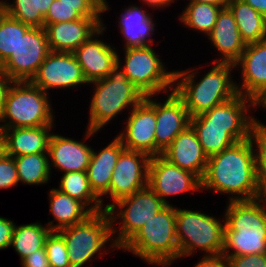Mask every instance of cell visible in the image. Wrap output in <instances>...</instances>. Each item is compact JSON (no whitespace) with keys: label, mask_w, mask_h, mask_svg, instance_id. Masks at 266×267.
<instances>
[{"label":"cell","mask_w":266,"mask_h":267,"mask_svg":"<svg viewBox=\"0 0 266 267\" xmlns=\"http://www.w3.org/2000/svg\"><path fill=\"white\" fill-rule=\"evenodd\" d=\"M249 106L252 110L255 108L254 100L238 93L232 99L191 118L190 125L208 158L250 138L256 118L250 115Z\"/></svg>","instance_id":"obj_1"},{"label":"cell","mask_w":266,"mask_h":267,"mask_svg":"<svg viewBox=\"0 0 266 267\" xmlns=\"http://www.w3.org/2000/svg\"><path fill=\"white\" fill-rule=\"evenodd\" d=\"M257 188L255 151L250 138L208 158L203 190L229 194V201H240L254 200Z\"/></svg>","instance_id":"obj_2"},{"label":"cell","mask_w":266,"mask_h":267,"mask_svg":"<svg viewBox=\"0 0 266 267\" xmlns=\"http://www.w3.org/2000/svg\"><path fill=\"white\" fill-rule=\"evenodd\" d=\"M212 63L214 66L198 82L195 80L198 70H174L173 91L182 99L191 118L238 94L236 83L231 77L232 70H236L235 64Z\"/></svg>","instance_id":"obj_3"},{"label":"cell","mask_w":266,"mask_h":267,"mask_svg":"<svg viewBox=\"0 0 266 267\" xmlns=\"http://www.w3.org/2000/svg\"><path fill=\"white\" fill-rule=\"evenodd\" d=\"M228 203L224 212V257L265 254L266 214L260 205L255 200Z\"/></svg>","instance_id":"obj_4"},{"label":"cell","mask_w":266,"mask_h":267,"mask_svg":"<svg viewBox=\"0 0 266 267\" xmlns=\"http://www.w3.org/2000/svg\"><path fill=\"white\" fill-rule=\"evenodd\" d=\"M89 84H93L95 88L89 107L85 140L94 136L95 133L98 134L101 128L125 109L131 111L145 98V95L128 80L118 63L106 78Z\"/></svg>","instance_id":"obj_5"},{"label":"cell","mask_w":266,"mask_h":267,"mask_svg":"<svg viewBox=\"0 0 266 267\" xmlns=\"http://www.w3.org/2000/svg\"><path fill=\"white\" fill-rule=\"evenodd\" d=\"M129 251L149 265L168 267L179 258L176 236V207L169 204L120 248Z\"/></svg>","instance_id":"obj_6"},{"label":"cell","mask_w":266,"mask_h":267,"mask_svg":"<svg viewBox=\"0 0 266 267\" xmlns=\"http://www.w3.org/2000/svg\"><path fill=\"white\" fill-rule=\"evenodd\" d=\"M224 219V220H223ZM217 217L176 207V236L179 258L191 256L203 250V256L222 254L224 247L225 217ZM221 222V223H220Z\"/></svg>","instance_id":"obj_7"},{"label":"cell","mask_w":266,"mask_h":267,"mask_svg":"<svg viewBox=\"0 0 266 267\" xmlns=\"http://www.w3.org/2000/svg\"><path fill=\"white\" fill-rule=\"evenodd\" d=\"M49 94L30 81H14L5 102L0 129L54 125Z\"/></svg>","instance_id":"obj_8"},{"label":"cell","mask_w":266,"mask_h":267,"mask_svg":"<svg viewBox=\"0 0 266 267\" xmlns=\"http://www.w3.org/2000/svg\"><path fill=\"white\" fill-rule=\"evenodd\" d=\"M165 206L166 204L149 186L112 204L107 209L112 221V234H114L112 236H115L109 245L110 248L120 249L144 223L148 222ZM118 219L121 223L120 228L116 227L118 225L115 224L116 220L118 223Z\"/></svg>","instance_id":"obj_9"},{"label":"cell","mask_w":266,"mask_h":267,"mask_svg":"<svg viewBox=\"0 0 266 267\" xmlns=\"http://www.w3.org/2000/svg\"><path fill=\"white\" fill-rule=\"evenodd\" d=\"M58 232L65 240L72 267H84L95 254L97 256L109 251L105 249L106 243L113 238L112 221L107 210L93 213L85 221Z\"/></svg>","instance_id":"obj_10"},{"label":"cell","mask_w":266,"mask_h":267,"mask_svg":"<svg viewBox=\"0 0 266 267\" xmlns=\"http://www.w3.org/2000/svg\"><path fill=\"white\" fill-rule=\"evenodd\" d=\"M124 51V62L122 63L120 55H117V63L128 80L145 96H157L162 94L161 92L166 94L173 90L174 70L167 71L168 68L151 45L126 48Z\"/></svg>","instance_id":"obj_11"},{"label":"cell","mask_w":266,"mask_h":267,"mask_svg":"<svg viewBox=\"0 0 266 267\" xmlns=\"http://www.w3.org/2000/svg\"><path fill=\"white\" fill-rule=\"evenodd\" d=\"M49 52L44 27H30L0 66L13 81H31Z\"/></svg>","instance_id":"obj_12"},{"label":"cell","mask_w":266,"mask_h":267,"mask_svg":"<svg viewBox=\"0 0 266 267\" xmlns=\"http://www.w3.org/2000/svg\"><path fill=\"white\" fill-rule=\"evenodd\" d=\"M151 157L143 152L123 149L114 167L108 192L104 196L112 198L111 204L132 195L148 186V168Z\"/></svg>","instance_id":"obj_13"},{"label":"cell","mask_w":266,"mask_h":267,"mask_svg":"<svg viewBox=\"0 0 266 267\" xmlns=\"http://www.w3.org/2000/svg\"><path fill=\"white\" fill-rule=\"evenodd\" d=\"M148 186L169 205L167 197L202 189V180L190 171L169 162L162 155L153 156L148 168Z\"/></svg>","instance_id":"obj_14"},{"label":"cell","mask_w":266,"mask_h":267,"mask_svg":"<svg viewBox=\"0 0 266 267\" xmlns=\"http://www.w3.org/2000/svg\"><path fill=\"white\" fill-rule=\"evenodd\" d=\"M155 95L145 98L135 106L126 119L125 127L117 135L125 149L155 156L156 101Z\"/></svg>","instance_id":"obj_15"},{"label":"cell","mask_w":266,"mask_h":267,"mask_svg":"<svg viewBox=\"0 0 266 267\" xmlns=\"http://www.w3.org/2000/svg\"><path fill=\"white\" fill-rule=\"evenodd\" d=\"M48 94L50 89L88 85L73 52L50 51L30 81Z\"/></svg>","instance_id":"obj_16"},{"label":"cell","mask_w":266,"mask_h":267,"mask_svg":"<svg viewBox=\"0 0 266 267\" xmlns=\"http://www.w3.org/2000/svg\"><path fill=\"white\" fill-rule=\"evenodd\" d=\"M170 92L163 103L156 101L155 156L161 155L174 138L190 126L186 105L173 90Z\"/></svg>","instance_id":"obj_17"},{"label":"cell","mask_w":266,"mask_h":267,"mask_svg":"<svg viewBox=\"0 0 266 267\" xmlns=\"http://www.w3.org/2000/svg\"><path fill=\"white\" fill-rule=\"evenodd\" d=\"M106 28L102 24L96 33L73 52L88 84L106 78L117 64L116 48L97 39Z\"/></svg>","instance_id":"obj_18"},{"label":"cell","mask_w":266,"mask_h":267,"mask_svg":"<svg viewBox=\"0 0 266 267\" xmlns=\"http://www.w3.org/2000/svg\"><path fill=\"white\" fill-rule=\"evenodd\" d=\"M100 17H82L78 20L44 24L48 46L54 52H74L101 27Z\"/></svg>","instance_id":"obj_19"},{"label":"cell","mask_w":266,"mask_h":267,"mask_svg":"<svg viewBox=\"0 0 266 267\" xmlns=\"http://www.w3.org/2000/svg\"><path fill=\"white\" fill-rule=\"evenodd\" d=\"M241 69V83L237 92L254 101L266 90V39L247 44L235 67Z\"/></svg>","instance_id":"obj_20"},{"label":"cell","mask_w":266,"mask_h":267,"mask_svg":"<svg viewBox=\"0 0 266 267\" xmlns=\"http://www.w3.org/2000/svg\"><path fill=\"white\" fill-rule=\"evenodd\" d=\"M161 155L169 162L203 179L208 157L191 125L179 133Z\"/></svg>","instance_id":"obj_21"},{"label":"cell","mask_w":266,"mask_h":267,"mask_svg":"<svg viewBox=\"0 0 266 267\" xmlns=\"http://www.w3.org/2000/svg\"><path fill=\"white\" fill-rule=\"evenodd\" d=\"M84 143L52 133L48 148L50 171L51 167L62 173L86 171L93 148Z\"/></svg>","instance_id":"obj_22"},{"label":"cell","mask_w":266,"mask_h":267,"mask_svg":"<svg viewBox=\"0 0 266 267\" xmlns=\"http://www.w3.org/2000/svg\"><path fill=\"white\" fill-rule=\"evenodd\" d=\"M212 45L220 53L222 58H216L213 62L235 64L246 48L242 40L237 23L230 10L225 7L218 15L212 32L208 35Z\"/></svg>","instance_id":"obj_23"},{"label":"cell","mask_w":266,"mask_h":267,"mask_svg":"<svg viewBox=\"0 0 266 267\" xmlns=\"http://www.w3.org/2000/svg\"><path fill=\"white\" fill-rule=\"evenodd\" d=\"M125 147L121 140L116 136L111 143L102 150L95 152L92 149L90 163L86 173L91 190L101 200L103 208L106 210L104 195L108 192L114 167L117 163L121 151Z\"/></svg>","instance_id":"obj_24"},{"label":"cell","mask_w":266,"mask_h":267,"mask_svg":"<svg viewBox=\"0 0 266 267\" xmlns=\"http://www.w3.org/2000/svg\"><path fill=\"white\" fill-rule=\"evenodd\" d=\"M119 16L120 32L124 36V48L144 47L154 44L153 36L155 30V21L152 15L142 9L141 6L131 5L123 9Z\"/></svg>","instance_id":"obj_25"},{"label":"cell","mask_w":266,"mask_h":267,"mask_svg":"<svg viewBox=\"0 0 266 267\" xmlns=\"http://www.w3.org/2000/svg\"><path fill=\"white\" fill-rule=\"evenodd\" d=\"M53 125L0 129L7 139L8 155L13 157L48 153Z\"/></svg>","instance_id":"obj_26"},{"label":"cell","mask_w":266,"mask_h":267,"mask_svg":"<svg viewBox=\"0 0 266 267\" xmlns=\"http://www.w3.org/2000/svg\"><path fill=\"white\" fill-rule=\"evenodd\" d=\"M48 195L50 214L54 220L49 221L46 225L51 231H59L62 228L81 223L93 214L82 202L57 188L50 189Z\"/></svg>","instance_id":"obj_27"},{"label":"cell","mask_w":266,"mask_h":267,"mask_svg":"<svg viewBox=\"0 0 266 267\" xmlns=\"http://www.w3.org/2000/svg\"><path fill=\"white\" fill-rule=\"evenodd\" d=\"M226 7L233 14L245 44L266 39V18L243 0H229Z\"/></svg>","instance_id":"obj_28"},{"label":"cell","mask_w":266,"mask_h":267,"mask_svg":"<svg viewBox=\"0 0 266 267\" xmlns=\"http://www.w3.org/2000/svg\"><path fill=\"white\" fill-rule=\"evenodd\" d=\"M0 1V9L8 16L30 27H44V16L54 0H13Z\"/></svg>","instance_id":"obj_29"},{"label":"cell","mask_w":266,"mask_h":267,"mask_svg":"<svg viewBox=\"0 0 266 267\" xmlns=\"http://www.w3.org/2000/svg\"><path fill=\"white\" fill-rule=\"evenodd\" d=\"M59 185L57 189L82 202L92 213L105 210L101 200L91 190L86 171L64 173Z\"/></svg>","instance_id":"obj_30"},{"label":"cell","mask_w":266,"mask_h":267,"mask_svg":"<svg viewBox=\"0 0 266 267\" xmlns=\"http://www.w3.org/2000/svg\"><path fill=\"white\" fill-rule=\"evenodd\" d=\"M51 230L41 223L15 225L10 247L20 256L21 261L32 252L42 249Z\"/></svg>","instance_id":"obj_31"},{"label":"cell","mask_w":266,"mask_h":267,"mask_svg":"<svg viewBox=\"0 0 266 267\" xmlns=\"http://www.w3.org/2000/svg\"><path fill=\"white\" fill-rule=\"evenodd\" d=\"M19 182L26 185L48 183L52 174L48 153H36L14 157Z\"/></svg>","instance_id":"obj_32"},{"label":"cell","mask_w":266,"mask_h":267,"mask_svg":"<svg viewBox=\"0 0 266 267\" xmlns=\"http://www.w3.org/2000/svg\"><path fill=\"white\" fill-rule=\"evenodd\" d=\"M222 9L221 6L207 3L189 2L178 18L187 28L208 36L212 32Z\"/></svg>","instance_id":"obj_33"},{"label":"cell","mask_w":266,"mask_h":267,"mask_svg":"<svg viewBox=\"0 0 266 267\" xmlns=\"http://www.w3.org/2000/svg\"><path fill=\"white\" fill-rule=\"evenodd\" d=\"M29 28L0 9V65L15 51L20 37Z\"/></svg>","instance_id":"obj_34"},{"label":"cell","mask_w":266,"mask_h":267,"mask_svg":"<svg viewBox=\"0 0 266 267\" xmlns=\"http://www.w3.org/2000/svg\"><path fill=\"white\" fill-rule=\"evenodd\" d=\"M82 17H101L92 6H67L54 0L44 16V24L78 20Z\"/></svg>","instance_id":"obj_35"},{"label":"cell","mask_w":266,"mask_h":267,"mask_svg":"<svg viewBox=\"0 0 266 267\" xmlns=\"http://www.w3.org/2000/svg\"><path fill=\"white\" fill-rule=\"evenodd\" d=\"M250 140L255 151L257 181H266V126L257 120L253 126Z\"/></svg>","instance_id":"obj_36"},{"label":"cell","mask_w":266,"mask_h":267,"mask_svg":"<svg viewBox=\"0 0 266 267\" xmlns=\"http://www.w3.org/2000/svg\"><path fill=\"white\" fill-rule=\"evenodd\" d=\"M50 267H72L68 259V250L63 236L58 231H51L45 246Z\"/></svg>","instance_id":"obj_37"},{"label":"cell","mask_w":266,"mask_h":267,"mask_svg":"<svg viewBox=\"0 0 266 267\" xmlns=\"http://www.w3.org/2000/svg\"><path fill=\"white\" fill-rule=\"evenodd\" d=\"M18 183L19 179L14 157L7 155L0 160V190L10 189Z\"/></svg>","instance_id":"obj_38"},{"label":"cell","mask_w":266,"mask_h":267,"mask_svg":"<svg viewBox=\"0 0 266 267\" xmlns=\"http://www.w3.org/2000/svg\"><path fill=\"white\" fill-rule=\"evenodd\" d=\"M227 260L229 267H266V253L239 255Z\"/></svg>","instance_id":"obj_39"},{"label":"cell","mask_w":266,"mask_h":267,"mask_svg":"<svg viewBox=\"0 0 266 267\" xmlns=\"http://www.w3.org/2000/svg\"><path fill=\"white\" fill-rule=\"evenodd\" d=\"M15 225L10 219L0 216V250L10 247Z\"/></svg>","instance_id":"obj_40"},{"label":"cell","mask_w":266,"mask_h":267,"mask_svg":"<svg viewBox=\"0 0 266 267\" xmlns=\"http://www.w3.org/2000/svg\"><path fill=\"white\" fill-rule=\"evenodd\" d=\"M22 267H50L45 248L32 252L21 261Z\"/></svg>","instance_id":"obj_41"},{"label":"cell","mask_w":266,"mask_h":267,"mask_svg":"<svg viewBox=\"0 0 266 267\" xmlns=\"http://www.w3.org/2000/svg\"><path fill=\"white\" fill-rule=\"evenodd\" d=\"M13 80L0 66V122L4 118V108L8 91L13 84Z\"/></svg>","instance_id":"obj_42"},{"label":"cell","mask_w":266,"mask_h":267,"mask_svg":"<svg viewBox=\"0 0 266 267\" xmlns=\"http://www.w3.org/2000/svg\"><path fill=\"white\" fill-rule=\"evenodd\" d=\"M67 6H92L100 15L110 9L106 0H59Z\"/></svg>","instance_id":"obj_43"},{"label":"cell","mask_w":266,"mask_h":267,"mask_svg":"<svg viewBox=\"0 0 266 267\" xmlns=\"http://www.w3.org/2000/svg\"><path fill=\"white\" fill-rule=\"evenodd\" d=\"M194 267H229L227 258L223 254L204 256Z\"/></svg>","instance_id":"obj_44"},{"label":"cell","mask_w":266,"mask_h":267,"mask_svg":"<svg viewBox=\"0 0 266 267\" xmlns=\"http://www.w3.org/2000/svg\"><path fill=\"white\" fill-rule=\"evenodd\" d=\"M254 200L266 214V181H258L257 193Z\"/></svg>","instance_id":"obj_45"},{"label":"cell","mask_w":266,"mask_h":267,"mask_svg":"<svg viewBox=\"0 0 266 267\" xmlns=\"http://www.w3.org/2000/svg\"><path fill=\"white\" fill-rule=\"evenodd\" d=\"M266 18V0H243Z\"/></svg>","instance_id":"obj_46"},{"label":"cell","mask_w":266,"mask_h":267,"mask_svg":"<svg viewBox=\"0 0 266 267\" xmlns=\"http://www.w3.org/2000/svg\"><path fill=\"white\" fill-rule=\"evenodd\" d=\"M144 2V4L149 5L148 7H153L156 9H162L164 7L170 6L171 3H174L175 0H142Z\"/></svg>","instance_id":"obj_47"},{"label":"cell","mask_w":266,"mask_h":267,"mask_svg":"<svg viewBox=\"0 0 266 267\" xmlns=\"http://www.w3.org/2000/svg\"><path fill=\"white\" fill-rule=\"evenodd\" d=\"M8 155L7 139L2 130H0V160Z\"/></svg>","instance_id":"obj_48"},{"label":"cell","mask_w":266,"mask_h":267,"mask_svg":"<svg viewBox=\"0 0 266 267\" xmlns=\"http://www.w3.org/2000/svg\"><path fill=\"white\" fill-rule=\"evenodd\" d=\"M229 0H189V2L207 3L225 8Z\"/></svg>","instance_id":"obj_49"},{"label":"cell","mask_w":266,"mask_h":267,"mask_svg":"<svg viewBox=\"0 0 266 267\" xmlns=\"http://www.w3.org/2000/svg\"><path fill=\"white\" fill-rule=\"evenodd\" d=\"M262 106V107H261ZM255 109L264 108L266 110V90L263 91L260 96L254 101Z\"/></svg>","instance_id":"obj_50"}]
</instances>
